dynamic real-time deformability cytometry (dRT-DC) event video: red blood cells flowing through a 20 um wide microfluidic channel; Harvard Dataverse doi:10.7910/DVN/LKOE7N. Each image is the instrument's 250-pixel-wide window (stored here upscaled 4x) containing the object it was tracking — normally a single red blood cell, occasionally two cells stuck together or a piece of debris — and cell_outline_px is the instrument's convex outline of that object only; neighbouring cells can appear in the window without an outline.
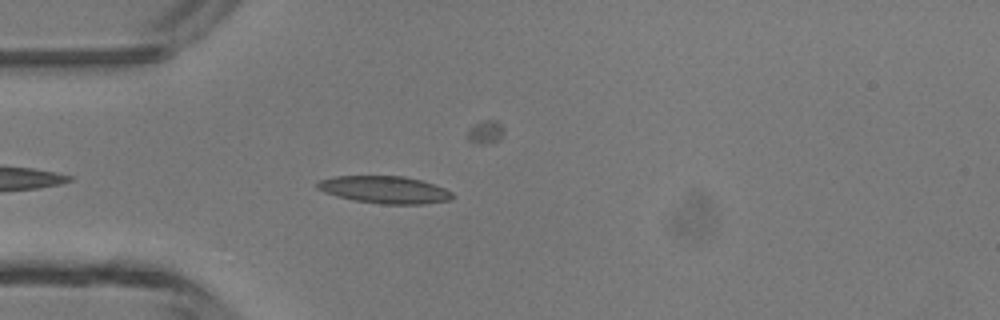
{"species": "common noctule bat (a hibernating species)", "species_latin": "Nyctalus noctula", "temperature_condition": "room temperature", "stored_images_in_passage": 36, "camera_frame_rate_fps": 3000, "um_per_image_px": 0.085, "animal": {"sex": "male", "body_mass_g": 13.3}, "frame": {"image": 1, "passage_image": 4, "time_ms": 1.0, "image_size_px": [1000, 320], "cell_outline_px": [[452, 200], [424, 204], [380, 204], [352, 200], [336, 196], [324, 192], [316, 188], [316, 184], [320, 180], [336, 176], [404, 176], [420, 180], [444, 188], [452, 192]], "centroid_in_image_um": [32.68, 16.13], "position_along_channel_um": 52.3, "area_um2": 21.5}}
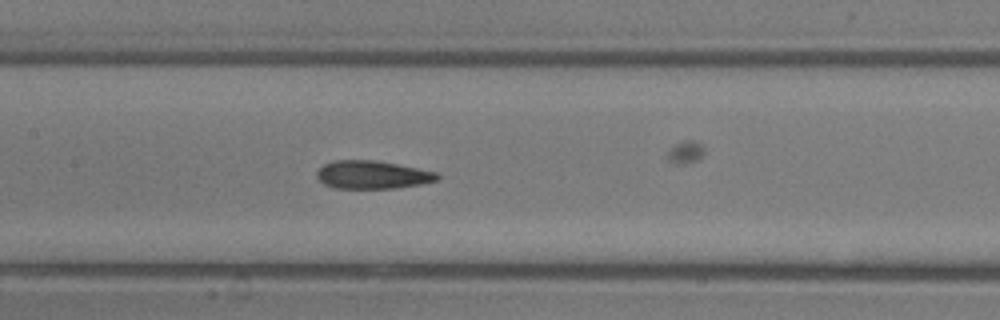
{"frame": {"image": 2, "passage_image": 13, "time_ms": 4.0, "image_size_px": [1000, 320], "cell_outline_px": [[440, 180], [420, 184], [396, 188], [336, 188], [324, 184], [316, 176], [316, 172], [324, 164], [332, 160], [372, 160], [396, 164], [436, 172], [440, 176]], "centroid_in_image_um": [31.64, 14.86], "position_along_channel_um": 175.8, "area_um2": 19.59}}
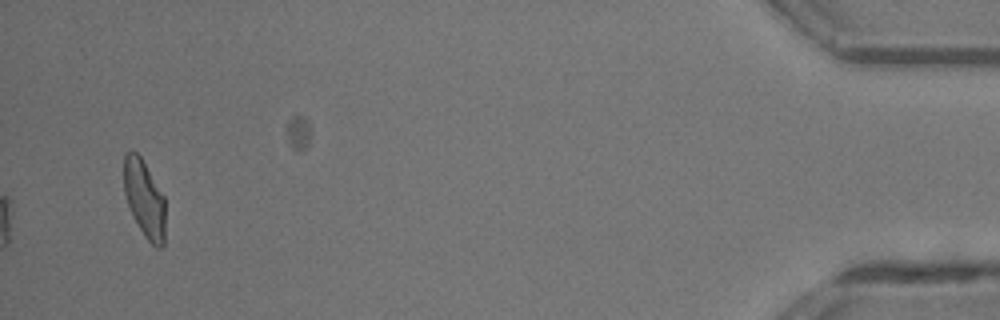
{"frame": {"image": 3, "passage_image": 36, "time_ms": 11.667, "image_size_px": [1000, 320], "cell_outline_px": [[164, 244], [160, 248], [156, 248], [144, 236], [132, 216], [124, 192], [124, 156], [128, 152], [136, 152], [140, 156], [164, 196]], "centroid_in_image_um": [12.27, 16.93], "position_along_channel_um": 422.9, "area_um2": 18.44}, "authors_computed_cell_mechanics": {"area_um2": 19.9121, "velocity_mm_per_s": 4.3681, "shape_relaxation_time_tau1_ms": null, "shape_relaxation_time_tau2_ms": 2.6038, "deformation_change_tau1": null, "deformation_change_tau2": 0.1126}}